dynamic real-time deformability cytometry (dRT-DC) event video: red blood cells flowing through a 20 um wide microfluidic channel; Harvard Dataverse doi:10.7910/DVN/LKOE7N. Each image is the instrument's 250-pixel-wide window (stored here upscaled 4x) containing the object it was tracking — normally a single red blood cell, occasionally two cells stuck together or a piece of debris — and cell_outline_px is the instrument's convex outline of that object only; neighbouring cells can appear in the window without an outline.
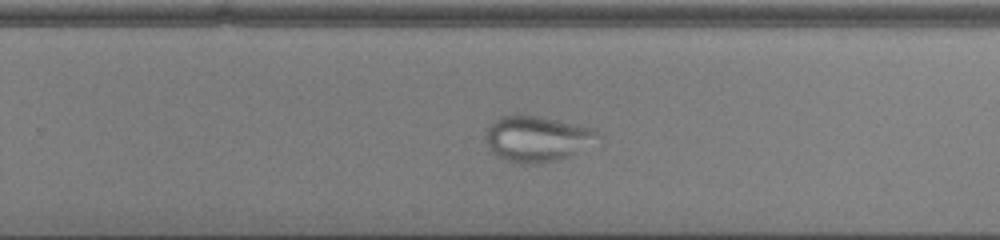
{"species": "common noctule bat (a hibernating species)", "species_latin": "Nyctalus noctula", "temperature_condition": "cold", "stored_images_in_passage": 39, "camera_frame_rate_fps": 3000, "um_per_image_px": 0.085, "animal": {"sex": "male", "body_mass_g": 13.0, "forearm_length_mm": 53.1}, "frame": {"image": 1, "passage_image": 22, "time_ms": 7.0, "image_size_px": [1000, 240], "cell_outline_px": [[604, 136], [576, 152], [568, 156], [556, 160], [528, 164], [520, 164], [504, 160], [492, 152], [488, 148], [484, 140], [484, 136], [488, 128], [500, 116], [540, 116], [592, 128], [600, 132]], "centroid_in_image_um": [45.63, 11.8], "position_along_channel_um": 284.2, "area_um2": 29.59}}
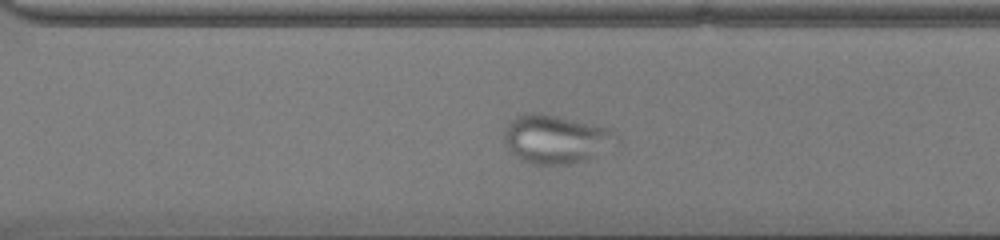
{"frame": {"image": 2, "passage_image": 25, "time_ms": 8.0, "image_size_px": [1000, 240], "cell_outline_px": [[620, 144], [584, 160], [568, 164], [532, 164], [520, 160], [512, 152], [504, 140], [504, 128], [508, 120], [516, 116], [536, 112], [556, 116], [608, 128], [616, 132], [620, 136]], "centroid_in_image_um": [47.27, 11.83], "position_along_channel_um": 323.3, "area_um2": 31.85}}
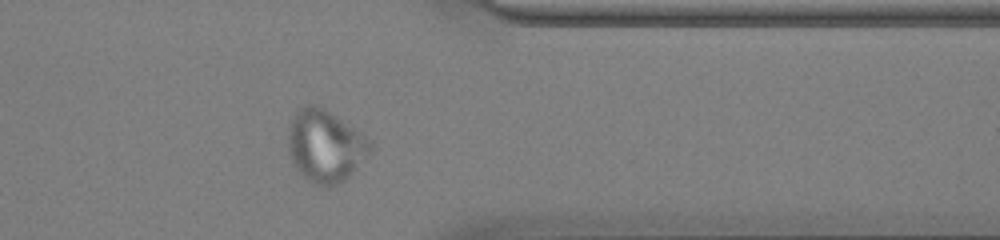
{"frame": {"image": 3, "passage_image": 30, "time_ms": 9.667, "image_size_px": [1000, 240], "cell_outline_px": [[372, 148], [348, 176], [344, 180], [328, 188], [316, 184], [308, 180], [296, 168], [288, 152], [288, 128], [296, 112], [300, 108], [308, 104], [316, 104], [324, 108], [372, 140]], "centroid_in_image_um": [27.62, 12.39], "position_along_channel_um": 383.8, "area_um2": 34.1}}